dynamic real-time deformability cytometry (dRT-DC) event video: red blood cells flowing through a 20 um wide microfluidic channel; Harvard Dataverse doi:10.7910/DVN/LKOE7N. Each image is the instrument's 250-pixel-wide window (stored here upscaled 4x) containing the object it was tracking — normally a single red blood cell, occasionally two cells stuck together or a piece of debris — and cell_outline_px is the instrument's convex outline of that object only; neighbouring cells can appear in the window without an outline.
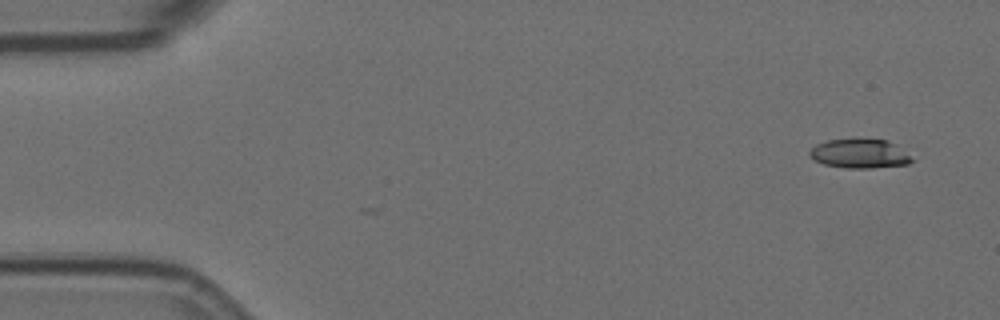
{"species": "Egyptian fruit bat (a non-hibernating species)", "species_latin": "Rousettus aegyptiacus", "temperature_condition": "room temperature", "stored_images_in_passage": 6, "camera_frame_rate_fps": 3000, "um_per_image_px": 0.085, "animal": {"sex": "female"}, "frame": {"image": 1, "passage_image": 1, "time_ms": 0.0, "image_size_px": [1000, 320], "cell_outline_px": [[912, 160], [908, 164], [872, 168], [848, 168], [824, 164], [816, 160], [808, 152], [816, 144], [828, 140], [852, 136], [888, 140], [896, 144]], "centroid_in_image_um": [73.04, 13.01], "position_along_channel_um": 12.0, "area_um2": 17.69}}
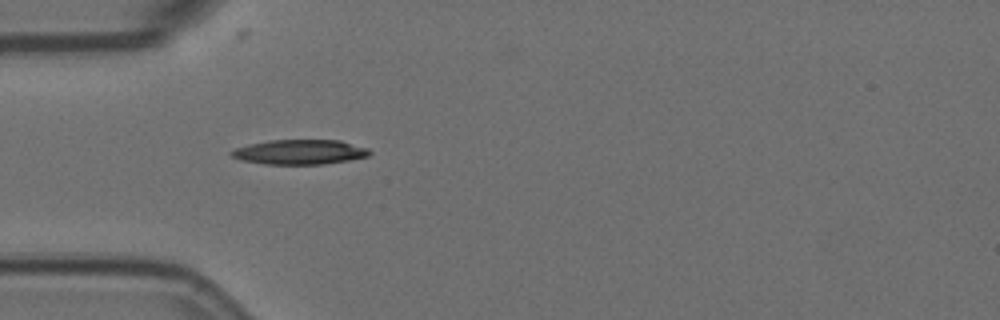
{"frame": {"image": 2, "passage_image": 5, "time_ms": 1.333, "image_size_px": [1000, 320], "cell_outline_px": [[372, 152], [368, 156], [348, 160], [324, 164], [264, 164], [240, 160], [232, 156], [228, 152], [236, 148], [248, 144], [268, 140], [340, 140], [368, 148]], "centroid_in_image_um": [25.46, 12.92], "position_along_channel_um": 59.5, "area_um2": 20.0}}
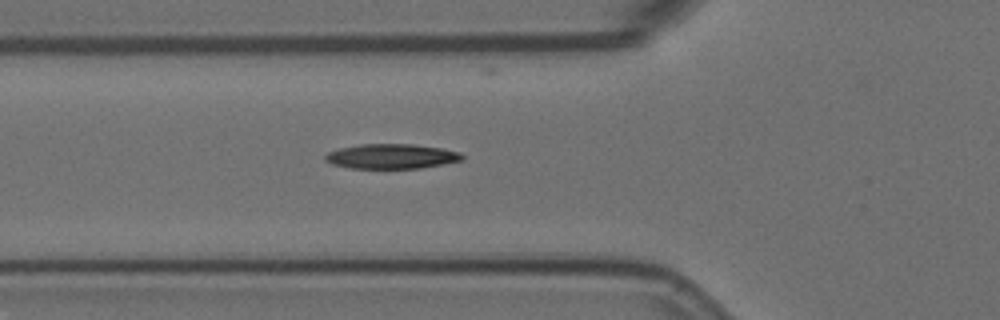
{"frame": {"image": 3, "passage_image": 6, "time_ms": 1.667, "image_size_px": [1000, 320], "cell_outline_px": [[464, 160], [420, 168], [352, 168], [332, 164], [324, 160], [324, 156], [328, 152], [340, 148], [360, 144], [412, 144], [440, 148], [460, 152], [464, 156]], "centroid_in_image_um": [33.27, 13.28], "position_along_channel_um": 92.5, "area_um2": 19.71}}